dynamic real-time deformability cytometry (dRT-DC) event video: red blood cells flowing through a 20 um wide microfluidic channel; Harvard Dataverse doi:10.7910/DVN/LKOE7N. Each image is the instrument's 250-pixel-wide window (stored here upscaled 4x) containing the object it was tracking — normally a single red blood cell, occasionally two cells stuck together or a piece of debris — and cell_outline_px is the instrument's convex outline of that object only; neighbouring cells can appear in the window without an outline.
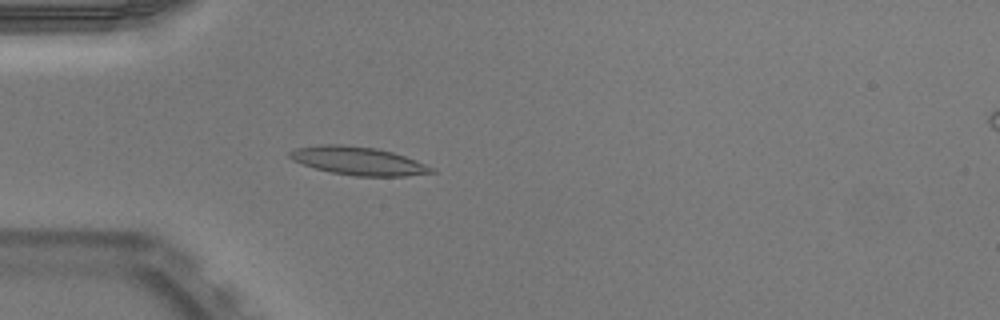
{"species": "Egyptian fruit bat (a non-hibernating species)", "species_latin": "Rousettus aegyptiacus", "temperature_condition": "warm", "stored_images_in_passage": 42, "camera_frame_rate_fps": 3000, "um_per_image_px": 0.085, "animal": {"sex": "male"}, "frame": {"image": 1, "passage_image": 6, "time_ms": 1.667, "image_size_px": [1000, 320], "cell_outline_px": [[436, 172], [404, 176], [356, 176], [332, 172], [316, 168], [292, 160], [288, 156], [288, 152], [296, 148], [320, 144], [340, 144], [376, 148], [392, 152], [416, 160], [432, 168]], "centroid_in_image_um": [30.42, 13.66], "position_along_channel_um": 54.6, "area_um2": 23.06}}
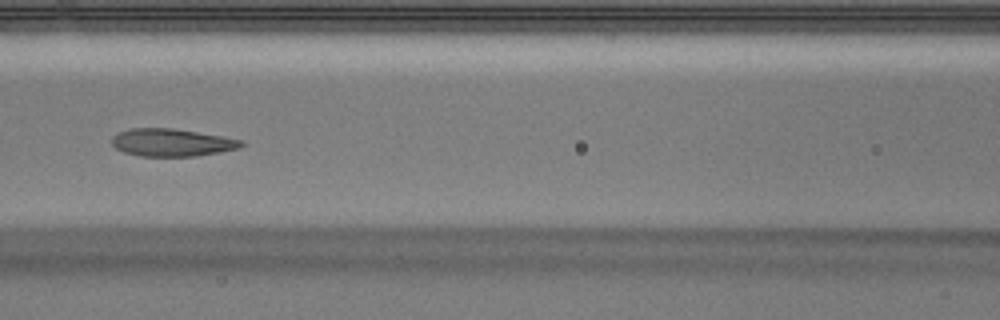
{"frame": {"image": 2, "passage_image": 14, "time_ms": 4.333, "image_size_px": [1000, 320], "cell_outline_px": [[244, 144], [240, 148], [220, 152], [196, 156], [140, 156], [124, 152], [116, 148], [112, 144], [112, 136], [116, 132], [132, 128], [172, 128], [224, 136], [244, 140]], "centroid_in_image_um": [14.62, 12.11], "position_along_channel_um": 152.0, "area_um2": 20.98}}
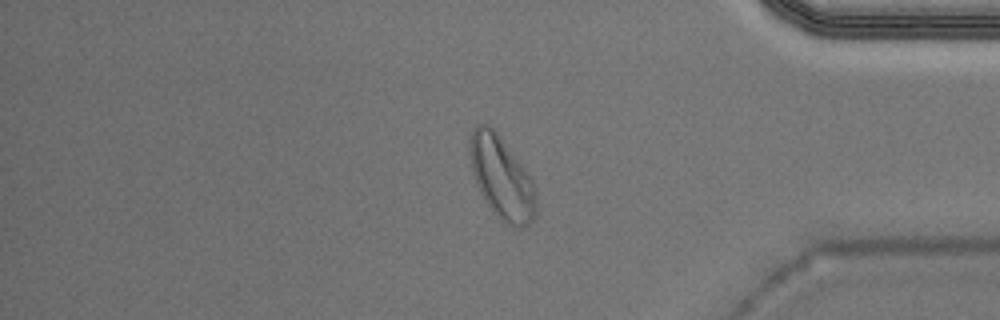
{"frame": {"image": 3, "passage_image": 34, "time_ms": 11.0, "image_size_px": [1000, 320], "cell_outline_px": [[536, 212], [532, 220], [524, 228], [516, 228], [504, 224], [496, 216], [480, 192], [472, 172], [468, 148], [472, 132], [476, 124], [488, 124], [496, 132], [528, 172], [536, 188]], "centroid_in_image_um": [42.65, 15.14], "position_along_channel_um": 392.6, "area_um2": 31.96}, "authors_computed_cell_mechanics": {"area_um2": 22.3108, "velocity_mm_per_s": 3.9321, "shape_relaxation_time_tau1_ms": 6.8043, "shape_relaxation_time_tau2_ms": 1.2385, "deformation_change_tau1": 0.2152, "deformation_change_tau2": 0.0677}}